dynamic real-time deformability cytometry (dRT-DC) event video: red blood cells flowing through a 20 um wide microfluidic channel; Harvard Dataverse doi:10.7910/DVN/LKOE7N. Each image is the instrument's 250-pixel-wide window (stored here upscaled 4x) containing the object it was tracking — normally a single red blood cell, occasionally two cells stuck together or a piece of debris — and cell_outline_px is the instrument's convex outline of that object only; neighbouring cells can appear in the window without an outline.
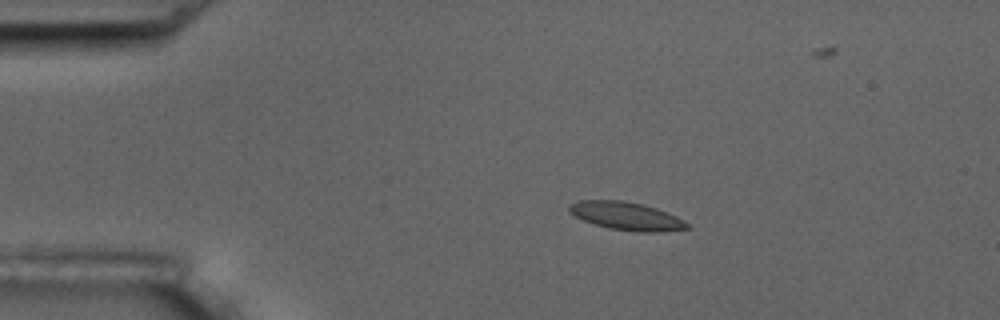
{"species": "common noctule bat (a hibernating species)", "species_latin": "Nyctalus noctula", "temperature_condition": "room temperature", "stored_images_in_passage": 9, "camera_frame_rate_fps": 3000, "um_per_image_px": 0.085, "animal": {"sex": "male", "body_mass_g": 17.5, "forearm_length_mm": 52.3}, "frame": {"image": 1, "passage_image": 1, "time_ms": 0.0, "image_size_px": [1000, 320], "cell_outline_px": [[692, 228], [660, 232], [636, 232], [608, 228], [584, 220], [568, 212], [568, 204], [576, 200], [620, 200], [640, 204], [656, 208], [676, 216], [692, 224]], "centroid_in_image_um": [53.26, 18.37], "position_along_channel_um": 31.7, "area_um2": 19.42}}
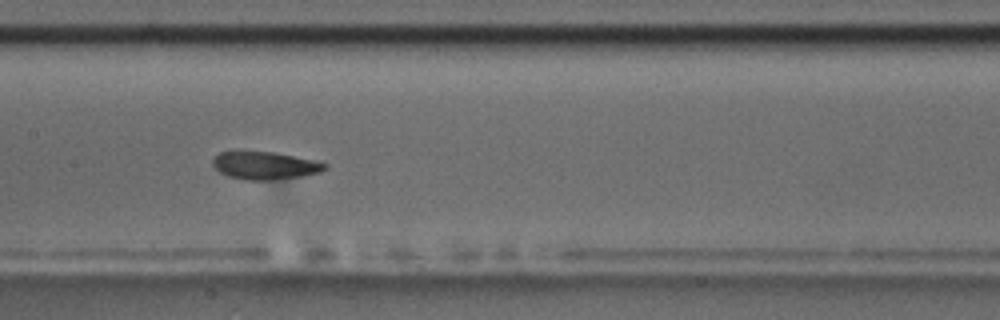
{"frame": {"image": 2, "passage_image": 6, "time_ms": 5.667, "image_size_px": [1000, 320], "cell_outline_px": [[328, 168], [320, 172], [300, 176], [272, 180], [244, 180], [228, 176], [220, 172], [212, 164], [212, 160], [220, 152], [272, 152], [312, 160], [328, 164]], "centroid_in_image_um": [22.51, 14.08], "position_along_channel_um": 184.9, "area_um2": 17.8}}
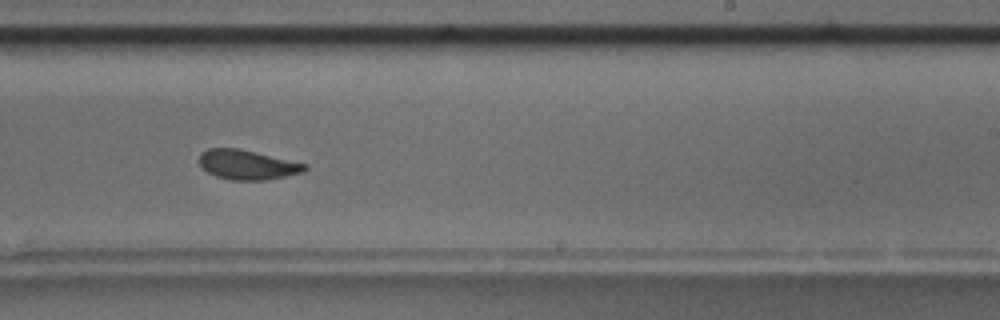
{"frame": {"image": 3, "passage_image": 8, "time_ms": 8.0, "image_size_px": [1000, 320], "cell_outline_px": [[308, 168], [304, 172], [264, 180], [232, 180], [216, 176], [208, 172], [200, 164], [200, 152], [208, 148], [236, 148], [308, 164]], "centroid_in_image_um": [21.03, 14.0], "position_along_channel_um": 268.0, "area_um2": 17.98}}